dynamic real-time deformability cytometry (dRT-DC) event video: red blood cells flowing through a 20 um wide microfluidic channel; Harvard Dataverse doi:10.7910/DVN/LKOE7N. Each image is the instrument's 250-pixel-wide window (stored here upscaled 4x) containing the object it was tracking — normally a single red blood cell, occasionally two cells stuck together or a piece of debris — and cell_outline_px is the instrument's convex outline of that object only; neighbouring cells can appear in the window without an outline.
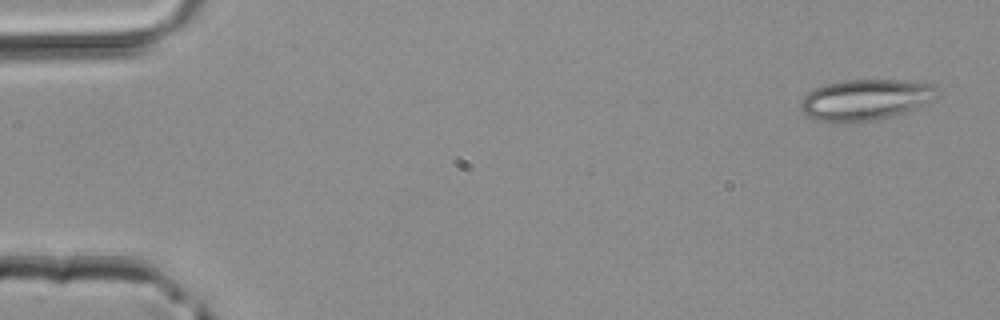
{"species": "common noctule bat (a hibernating species)", "species_latin": "Nyctalus noctula", "temperature_condition": "room temperature", "stored_images_in_passage": 43, "camera_frame_rate_fps": 3000, "um_per_image_px": 0.085, "animal": {"sex": "male", "body_mass_g": 20.4}, "frame": {"image": 1, "passage_image": 1, "time_ms": 0.0, "image_size_px": [1000, 320], "cell_outline_px": [[940, 96], [936, 100], [916, 108], [904, 112], [876, 120], [816, 120], [808, 116], [800, 108], [800, 100], [808, 92], [824, 84], [844, 80], [904, 80], [936, 84], [940, 88]], "centroid_in_image_um": [73.67, 8.43], "position_along_channel_um": 11.3, "area_um2": 32.48}}
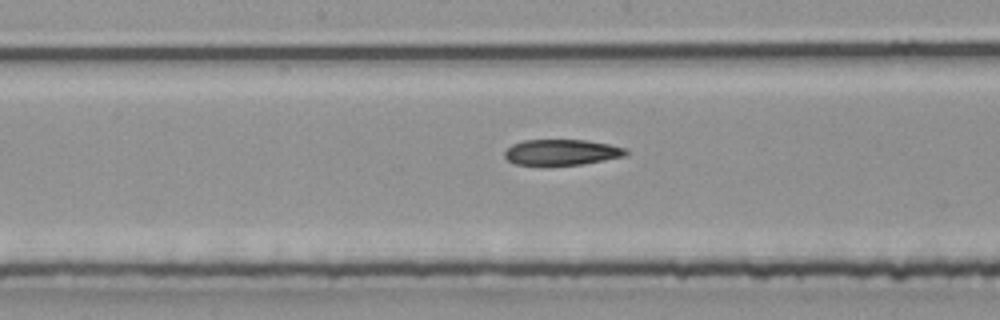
{"frame": {"image": 2, "passage_image": 22, "time_ms": 7.0, "image_size_px": [1000, 320], "cell_outline_px": [[628, 152], [624, 156], [584, 164], [516, 164], [508, 160], [504, 156], [504, 152], [512, 144], [524, 140], [584, 140], [608, 144], [624, 148]], "centroid_in_image_um": [47.72, 12.93], "position_along_channel_um": 200.5, "area_um2": 17.8}}
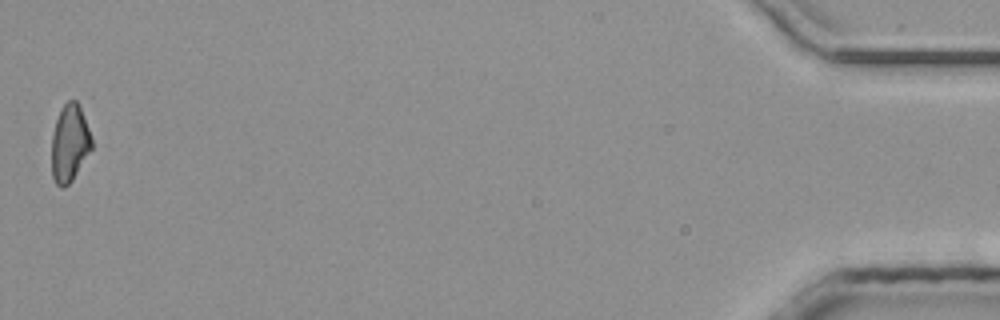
{"frame": {"image": 3, "passage_image": 43, "time_ms": 14.0, "image_size_px": [1000, 320], "cell_outline_px": [[92, 148], [72, 180], [64, 188], [60, 188], [56, 184], [52, 176], [52, 136], [56, 120], [64, 104], [68, 100], [76, 100], [84, 116], [92, 140]], "centroid_in_image_um": [5.91, 12.2], "position_along_channel_um": 429.3, "area_um2": 17.8}}